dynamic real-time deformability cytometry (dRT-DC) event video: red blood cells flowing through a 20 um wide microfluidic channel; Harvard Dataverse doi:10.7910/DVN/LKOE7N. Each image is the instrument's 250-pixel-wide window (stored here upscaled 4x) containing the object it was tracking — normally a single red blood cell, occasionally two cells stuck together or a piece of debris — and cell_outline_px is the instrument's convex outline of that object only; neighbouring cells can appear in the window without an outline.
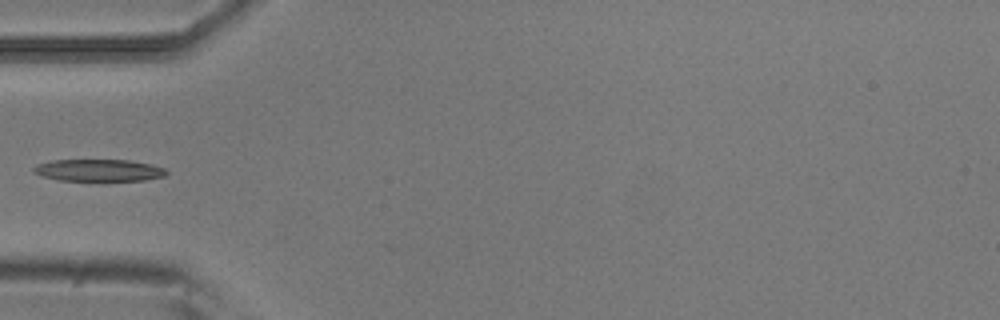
{"species": "common noctule bat (a hibernating species)", "species_latin": "Nyctalus noctula", "temperature_condition": "room temperature", "stored_images_in_passage": 5, "camera_frame_rate_fps": 3000, "um_per_image_px": 0.085, "animal": {"sex": "male", "body_mass_g": 20.5, "forearm_length_mm": 52.5}, "frame": {"image": 1, "passage_image": 4, "time_ms": 1.0, "image_size_px": [1000, 320], "cell_outline_px": [[168, 172], [164, 176], [144, 180], [60, 180], [44, 176], [32, 172], [32, 168], [36, 164], [52, 160], [128, 160], [152, 164], [164, 168]], "centroid_in_image_um": [8.38, 14.46], "position_along_channel_um": 76.6, "area_um2": 16.88}}
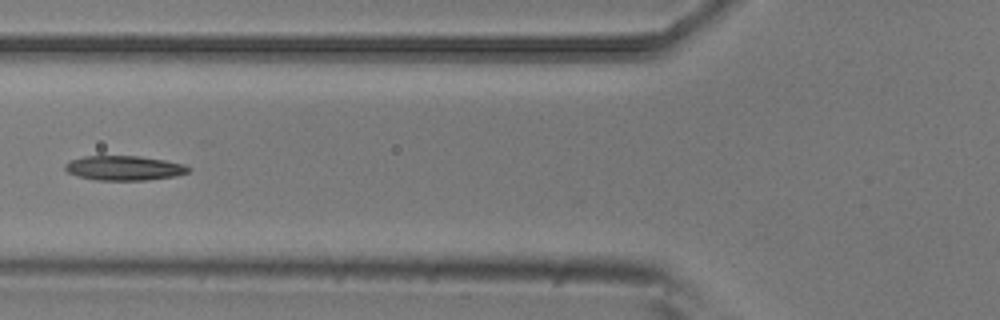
{"frame": {"image": 2, "passage_image": 5, "time_ms": 1.333, "image_size_px": [1000, 320], "cell_outline_px": [[192, 168], [188, 172], [176, 176], [148, 180], [96, 180], [76, 176], [68, 172], [64, 168], [64, 164], [72, 160], [84, 156], [140, 156], [164, 160], [184, 164]], "centroid_in_image_um": [10.56, 14.29], "position_along_channel_um": 115.2, "area_um2": 17.74}}